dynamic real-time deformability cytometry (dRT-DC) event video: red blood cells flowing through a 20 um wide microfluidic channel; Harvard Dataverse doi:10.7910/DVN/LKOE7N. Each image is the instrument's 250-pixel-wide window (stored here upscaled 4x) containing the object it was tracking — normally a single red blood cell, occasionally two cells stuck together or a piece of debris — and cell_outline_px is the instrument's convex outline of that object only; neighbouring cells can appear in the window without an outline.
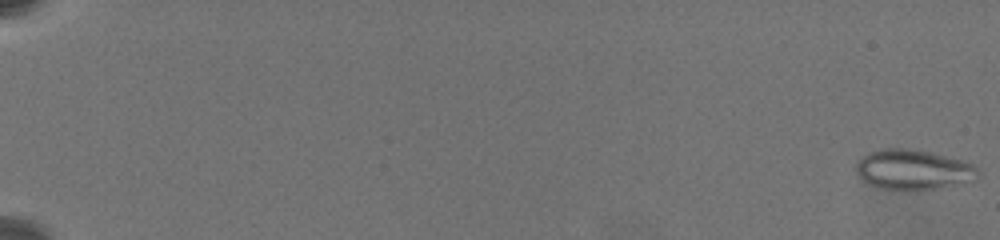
{"species": "common noctule bat (a hibernating species)", "species_latin": "Nyctalus noctula", "temperature_condition": "warm", "stored_images_in_passage": 60, "camera_frame_rate_fps": 3000, "um_per_image_px": 0.085, "animal": {"sex": "female", "body_mass_g": 19.5, "forearm_length_mm": 54.1}, "frame": {"image": 1, "passage_image": 1, "time_ms": 0.0, "image_size_px": [1000, 240], "cell_outline_px": [[980, 176], [976, 180], [936, 188], [884, 188], [868, 184], [856, 172], [856, 164], [868, 152], [888, 148], [900, 148], [928, 152], [960, 160], [972, 164], [980, 172]], "centroid_in_image_um": [77.64, 14.4], "position_along_channel_um": 7.4, "area_um2": 27.51}}
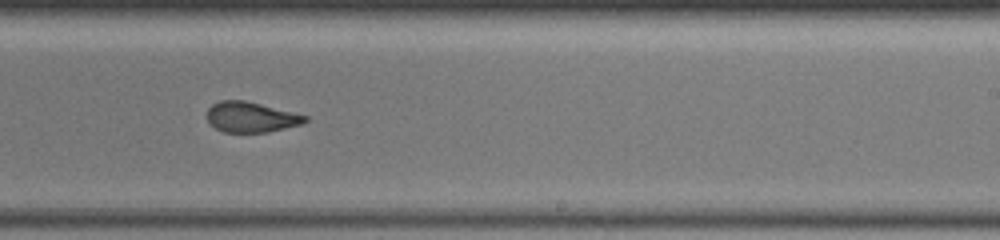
{"frame": {"image": 2, "passage_image": 42, "time_ms": 14.333, "image_size_px": [1000, 240], "cell_outline_px": [[308, 120], [300, 124], [268, 132], [224, 132], [216, 128], [208, 120], [208, 108], [212, 104], [220, 100], [244, 100], [308, 116]], "centroid_in_image_um": [21.32, 9.95], "position_along_channel_um": 267.7, "area_um2": 17.05}}
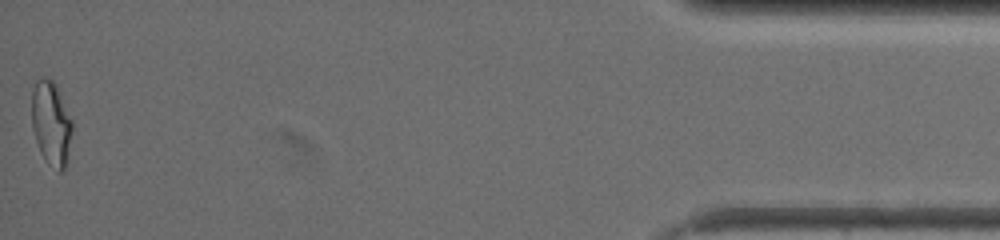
{"frame": {"image": 3, "passage_image": 60, "time_ms": 21.333, "image_size_px": [1000, 240], "cell_outline_px": [[72, 128], [68, 160], [64, 168], [60, 172], [48, 164], [40, 152], [32, 128], [32, 92], [36, 80], [40, 76], [44, 76], [52, 80], [72, 120]], "centroid_in_image_um": [4.34, 10.5], "position_along_channel_um": 430.9, "area_um2": 19.71}, "authors_computed_cell_mechanics": {"area_um2": 19.5653, "velocity_mm_per_s": 3.4346, "shape_relaxation_time_tau1_ms": null, "shape_relaxation_time_tau2_ms": 1.973, "deformation_change_tau1": null, "deformation_change_tau2": 0.0932}}